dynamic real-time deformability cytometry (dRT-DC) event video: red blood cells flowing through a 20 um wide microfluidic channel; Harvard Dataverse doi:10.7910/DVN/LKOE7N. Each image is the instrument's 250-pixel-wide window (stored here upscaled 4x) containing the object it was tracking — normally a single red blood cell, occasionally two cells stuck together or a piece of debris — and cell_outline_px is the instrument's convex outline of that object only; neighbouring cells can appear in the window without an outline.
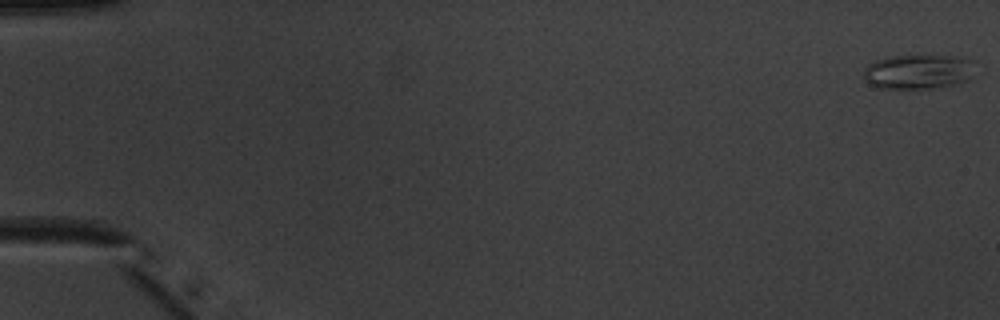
{"species": "common noctule bat (a hibernating species)", "species_latin": "Nyctalus noctula", "temperature_condition": "warm", "stored_images_in_passage": 52, "camera_frame_rate_fps": 3000, "um_per_image_px": 0.085, "animal": {"sex": "male", "body_mass_g": 20.1, "forearm_length_mm": 53.5}, "frame": {"image": 1, "passage_image": 1, "time_ms": 0.0, "image_size_px": [1000, 320], "cell_outline_px": [[972, 76], [968, 80], [952, 84], [932, 88], [876, 88], [868, 84], [864, 80], [864, 68], [868, 64], [876, 60], [892, 56], [952, 56], [972, 60]], "centroid_in_image_um": [77.98, 6.1], "position_along_channel_um": 7.0, "area_um2": 22.25}}
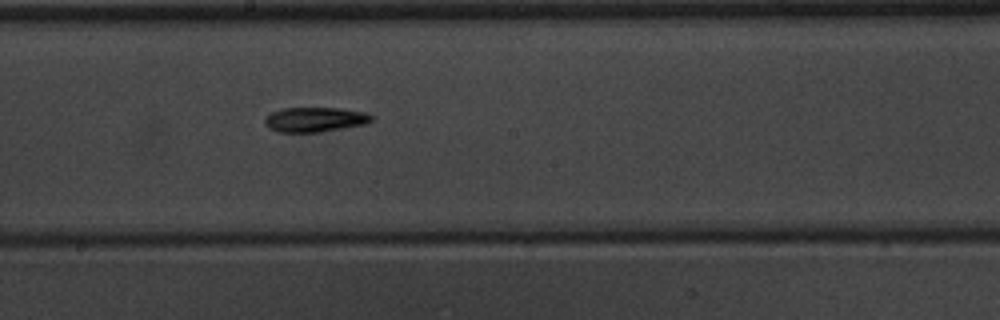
{"frame": {"image": 2, "passage_image": 30, "time_ms": 9.667, "image_size_px": [1000, 320], "cell_outline_px": [[376, 116], [372, 120], [364, 124], [316, 132], [276, 132], [268, 128], [264, 124], [264, 116], [280, 108], [340, 108], [368, 112]], "centroid_in_image_um": [26.74, 10.15], "position_along_channel_um": 221.5, "area_um2": 15.55}}
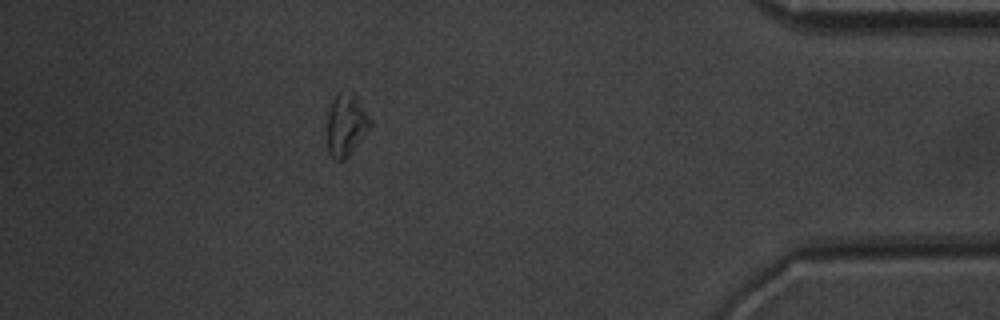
{"frame": {"image": 3, "passage_image": 47, "time_ms": 15.333, "image_size_px": [1000, 320], "cell_outline_px": [[372, 124], [348, 156], [344, 160], [336, 160], [328, 152], [328, 112], [332, 100], [336, 92], [340, 88], [356, 92], [372, 120]], "centroid_in_image_um": [29.43, 10.49], "position_along_channel_um": 405.8, "area_um2": 16.01}, "authors_computed_cell_mechanics": {"area_um2": 15.9528, "velocity_mm_per_s": 3.9687, "shape_relaxation_time_tau1_ms": 3.5559, "shape_relaxation_time_tau2_ms": null, "deformation_change_tau1": 0.133, "deformation_change_tau2": null}}